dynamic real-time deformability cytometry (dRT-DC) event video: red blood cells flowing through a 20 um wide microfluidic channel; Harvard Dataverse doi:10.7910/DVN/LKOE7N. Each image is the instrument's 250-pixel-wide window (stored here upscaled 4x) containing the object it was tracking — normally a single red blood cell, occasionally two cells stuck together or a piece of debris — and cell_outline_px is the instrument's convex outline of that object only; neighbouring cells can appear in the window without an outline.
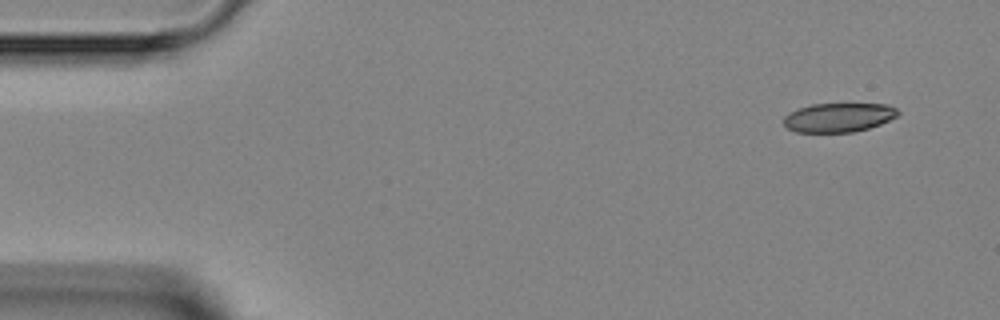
{"species": "Egyptian fruit bat (a non-hibernating species)", "species_latin": "Rousettus aegyptiacus", "temperature_condition": "room temperature", "stored_images_in_passage": 5, "camera_frame_rate_fps": 3000, "um_per_image_px": 0.085, "animal": {"sex": "female"}, "frame": {"image": 1, "passage_image": 1, "time_ms": 0.0, "image_size_px": [1000, 320], "cell_outline_px": [[900, 112], [896, 116], [880, 124], [868, 128], [852, 132], [796, 132], [788, 128], [784, 124], [784, 116], [796, 108], [812, 104], [888, 104], [896, 108]], "centroid_in_image_um": [71.26, 9.98], "position_along_channel_um": 13.7, "area_um2": 19.31}}
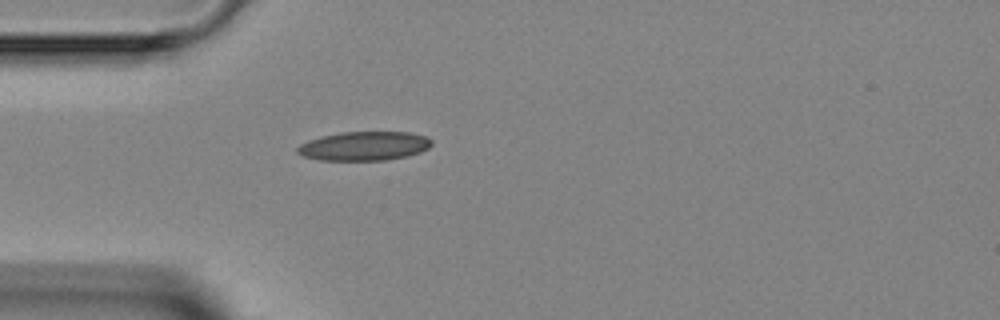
{"frame": {"image": 2, "passage_image": 4, "time_ms": 3.333, "image_size_px": [1000, 320], "cell_outline_px": [[432, 144], [428, 148], [420, 152], [404, 156], [384, 160], [320, 160], [304, 156], [296, 152], [296, 148], [300, 144], [308, 140], [340, 132], [408, 132], [424, 136], [432, 140]], "centroid_in_image_um": [30.93, 12.41], "position_along_channel_um": 54.1, "area_um2": 22.48}}